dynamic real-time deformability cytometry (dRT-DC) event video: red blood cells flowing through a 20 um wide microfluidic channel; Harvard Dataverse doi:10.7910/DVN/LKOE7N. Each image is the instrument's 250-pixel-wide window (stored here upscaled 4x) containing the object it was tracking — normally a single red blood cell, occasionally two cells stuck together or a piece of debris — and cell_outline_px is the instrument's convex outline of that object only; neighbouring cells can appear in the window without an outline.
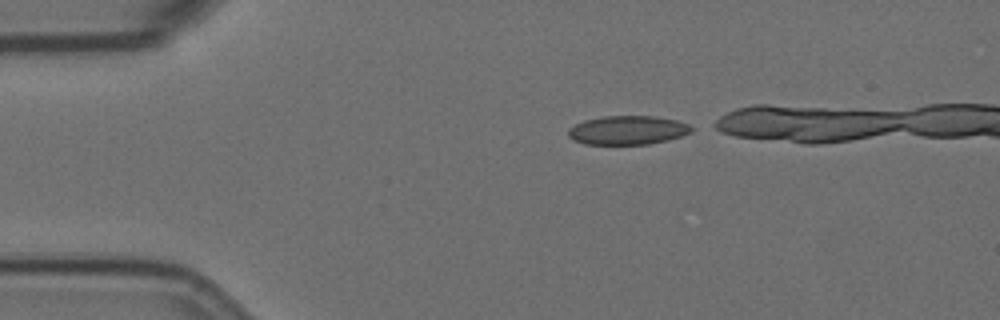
{"species": "Egyptian fruit bat (a non-hibernating species)", "species_latin": "Rousettus aegyptiacus", "temperature_condition": "room temperature", "stored_images_in_passage": 36, "camera_frame_rate_fps": 3000, "um_per_image_px": 0.085, "animal": {"sex": "female"}, "frame": {"image": 1, "passage_image": 1, "time_ms": 0.0, "image_size_px": [1000, 320], "cell_outline_px": [[692, 132], [668, 140], [648, 144], [584, 144], [572, 140], [568, 136], [568, 128], [584, 120], [604, 116], [656, 116], [676, 120], [688, 124], [692, 128]], "centroid_in_image_um": [53.32, 11.06], "position_along_channel_um": 31.7, "area_um2": 20.75}}
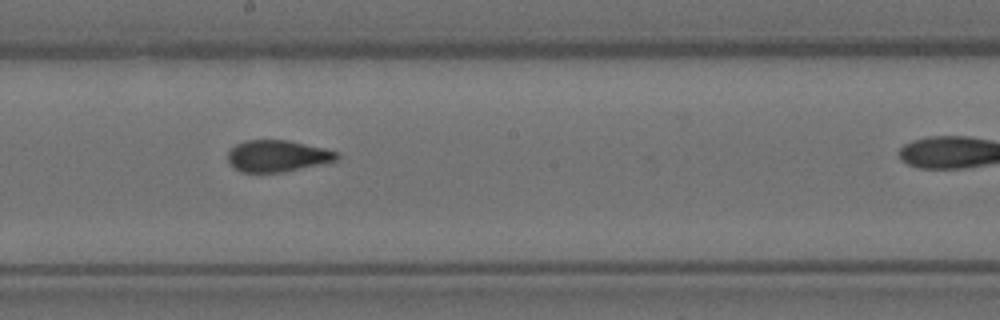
{"frame": {"image": 2, "passage_image": 21, "time_ms": 6.667, "image_size_px": [1000, 320], "cell_outline_px": [[340, 156], [336, 160], [320, 164], [284, 172], [240, 172], [228, 164], [228, 152], [236, 144], [244, 140], [288, 140], [324, 148], [336, 152]], "centroid_in_image_um": [23.54, 13.26], "position_along_channel_um": 224.7, "area_um2": 20.06}}
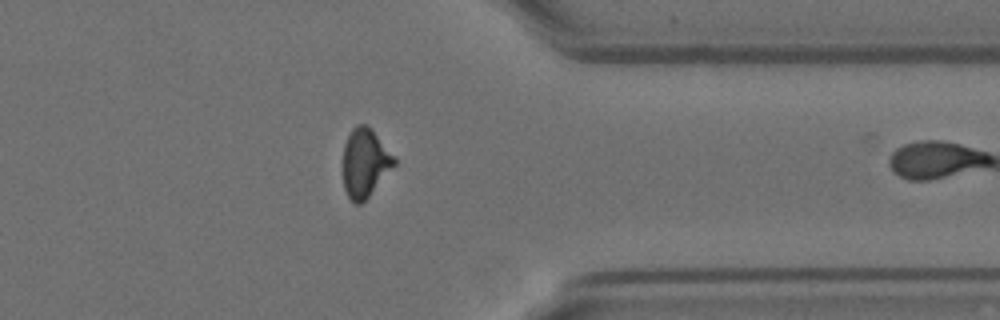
{"frame": {"image": 3, "passage_image": 35, "time_ms": 11.333, "image_size_px": [1000, 320], "cell_outline_px": [[396, 164], [368, 196], [360, 204], [356, 204], [348, 196], [344, 188], [344, 144], [352, 128], [356, 124], [368, 124], [396, 156]], "centroid_in_image_um": [31.05, 13.79], "position_along_channel_um": 380.4, "area_um2": 20.4}}